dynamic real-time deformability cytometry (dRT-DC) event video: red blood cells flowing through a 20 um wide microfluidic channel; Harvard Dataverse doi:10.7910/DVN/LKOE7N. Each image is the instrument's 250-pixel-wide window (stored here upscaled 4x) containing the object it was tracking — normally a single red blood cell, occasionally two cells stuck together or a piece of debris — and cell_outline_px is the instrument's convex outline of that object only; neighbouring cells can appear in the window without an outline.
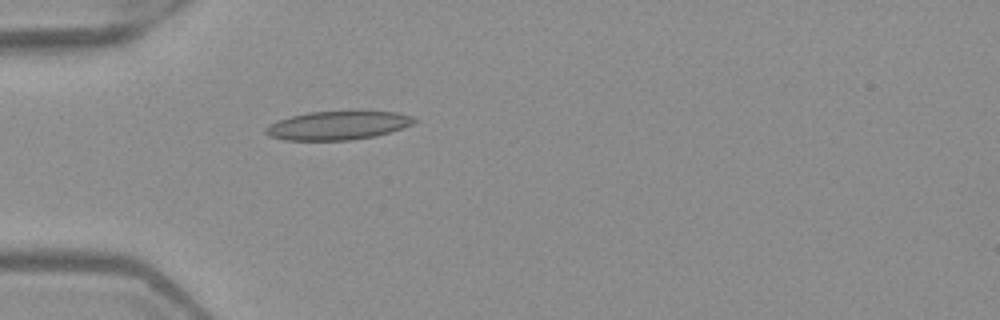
{"species": "Egyptian fruit bat (a non-hibernating species)", "species_latin": "Rousettus aegyptiacus", "temperature_condition": "warm", "stored_images_in_passage": 2, "camera_frame_rate_fps": 3000, "um_per_image_px": 0.085, "frame": {"image": 1, "passage_image": 2, "time_ms": 0.333, "image_size_px": [1000, 320], "cell_outline_px": [[420, 120], [412, 124], [376, 136], [352, 140], [284, 140], [268, 136], [264, 132], [264, 128], [268, 124], [292, 116], [308, 112], [356, 108], [396, 112], [412, 116]], "centroid_in_image_um": [28.75, 10.61], "position_along_channel_um": 56.3, "area_um2": 25.84}}